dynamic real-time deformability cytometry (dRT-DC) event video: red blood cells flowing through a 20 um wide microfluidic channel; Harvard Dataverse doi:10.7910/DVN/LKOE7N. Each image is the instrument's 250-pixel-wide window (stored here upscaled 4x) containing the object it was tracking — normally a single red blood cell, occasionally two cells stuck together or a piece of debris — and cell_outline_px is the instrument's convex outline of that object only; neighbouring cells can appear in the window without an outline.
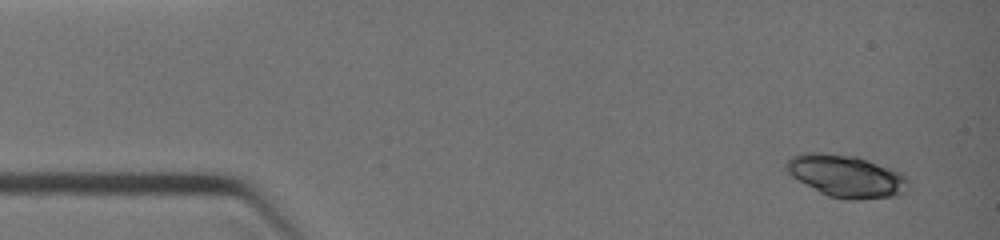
{"species": "common noctule bat (a hibernating species)", "species_latin": "Nyctalus noctula", "temperature_condition": "warm", "stored_images_in_passage": 18, "camera_frame_rate_fps": 3000, "um_per_image_px": 0.085, "animal": {"sex": "female", "body_mass_g": 19.0, "forearm_length_mm": 51.5}, "frame": {"image": 1, "passage_image": 1, "time_ms": 0.0, "image_size_px": [1000, 240], "cell_outline_px": [[908, 184], [904, 192], [892, 196], [860, 200], [848, 200], [828, 196], [820, 192], [792, 176], [784, 168], [784, 164], [792, 156], [804, 152], [820, 152], [856, 156], [868, 160], [900, 172], [908, 180]], "centroid_in_image_um": [71.89, 14.96], "position_along_channel_um": 13.1, "area_um2": 29.88}}
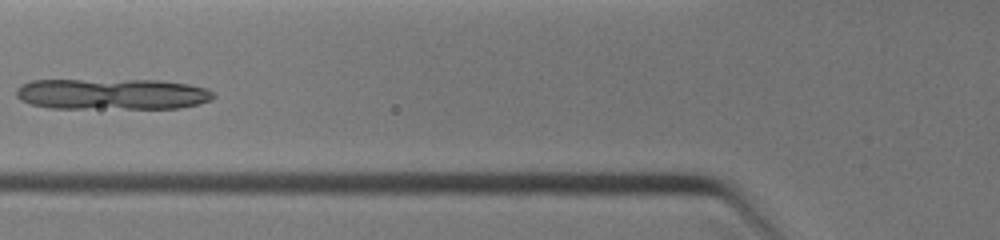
{"frame": {"image": 2, "passage_image": 11, "time_ms": 4.0, "image_size_px": [1000, 240], "cell_outline_px": [[216, 96], [212, 100], [196, 104], [176, 108], [48, 108], [32, 104], [20, 100], [16, 96], [16, 88], [20, 84], [32, 80], [160, 80], [188, 84], [208, 88]], "centroid_in_image_um": [9.51, 7.99], "position_along_channel_um": 116.3, "area_um2": 35.84}}
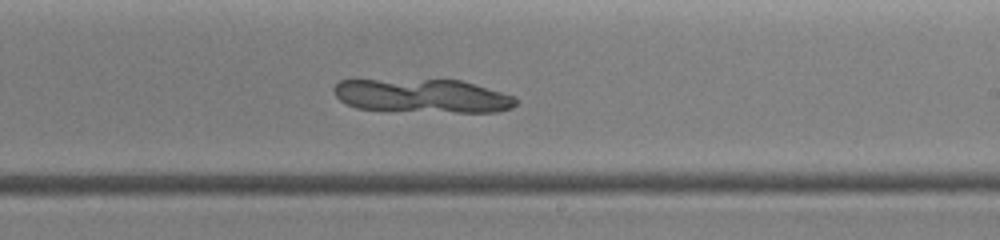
{"frame": {"image": 3, "passage_image": 18, "time_ms": 6.667, "image_size_px": [1000, 240], "cell_outline_px": [[516, 104], [512, 108], [496, 112], [456, 112], [356, 108], [340, 100], [336, 96], [332, 88], [340, 80], [460, 80], [516, 96]], "centroid_in_image_um": [35.94, 8.14], "position_along_channel_um": 253.1, "area_um2": 35.32}}